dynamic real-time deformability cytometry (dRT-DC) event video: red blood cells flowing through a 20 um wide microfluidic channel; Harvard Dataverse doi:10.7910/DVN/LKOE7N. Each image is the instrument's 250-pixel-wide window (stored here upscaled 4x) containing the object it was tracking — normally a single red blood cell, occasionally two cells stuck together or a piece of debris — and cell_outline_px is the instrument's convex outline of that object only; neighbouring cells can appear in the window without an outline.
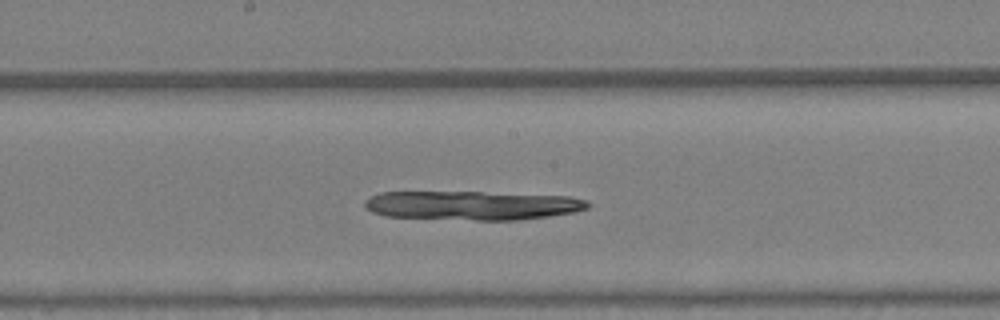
{"species": "Egyptian fruit bat (a non-hibernating species)", "species_latin": "Rousettus aegyptiacus", "temperature_condition": "warm", "stored_images_in_passage": 41, "camera_frame_rate_fps": 3000, "um_per_image_px": 0.085, "animal": {"sex": "female"}, "frame": {"image": 1, "passage_image": 22, "time_ms": 7.0, "image_size_px": [1000, 320], "cell_outline_px": [[588, 208], [576, 212], [548, 216], [516, 220], [476, 220], [384, 216], [372, 212], [364, 208], [364, 200], [368, 196], [380, 192], [480, 192], [572, 196], [588, 200]], "centroid_in_image_um": [40.12, 17.45], "position_along_channel_um": 208.1, "area_um2": 37.97}}
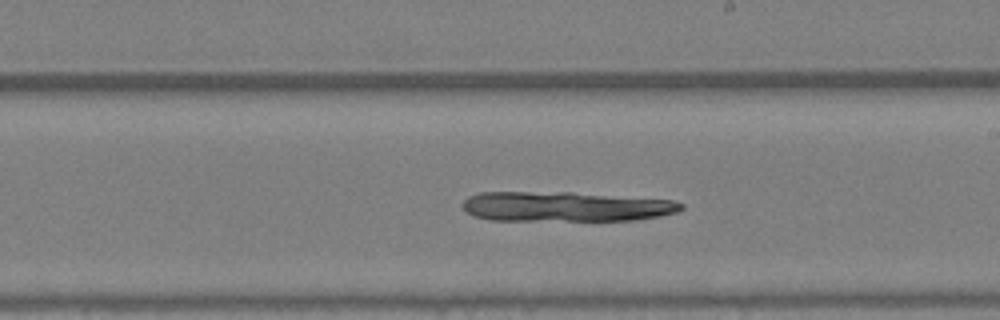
{"frame": {"image": 2, "passage_image": 24, "time_ms": 7.667, "image_size_px": [1000, 320], "cell_outline_px": [[684, 208], [676, 212], [660, 216], [636, 220], [488, 220], [472, 216], [464, 212], [460, 204], [468, 196], [480, 192], [572, 192], [672, 200], [684, 204]], "centroid_in_image_um": [48.0, 17.56], "position_along_channel_um": 241.0, "area_um2": 38.38}}